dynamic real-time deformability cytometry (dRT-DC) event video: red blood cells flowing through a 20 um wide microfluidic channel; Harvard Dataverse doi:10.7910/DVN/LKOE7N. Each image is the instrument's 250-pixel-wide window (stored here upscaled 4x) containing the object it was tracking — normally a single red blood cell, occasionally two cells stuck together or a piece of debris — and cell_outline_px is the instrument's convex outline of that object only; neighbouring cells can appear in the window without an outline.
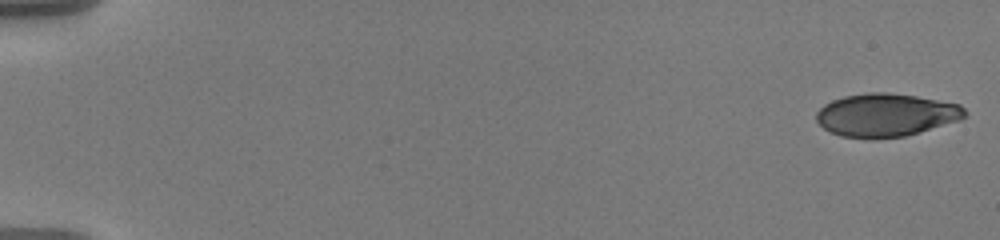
{"species": "human", "species_latin": "Homo sapiens", "temperature_condition": "warm", "stored_images_in_passage": 57, "camera_frame_rate_fps": 3000, "um_per_image_px": 0.085, "donor": {"sex": "male"}, "frame": {"image": 1, "passage_image": 1, "time_ms": 0.0, "image_size_px": [1000, 240], "cell_outline_px": [[968, 116], [960, 120], [920, 132], [904, 136], [876, 140], [872, 140], [840, 136], [824, 128], [816, 120], [816, 112], [824, 104], [832, 100], [844, 96], [868, 92], [884, 92], [916, 96], [960, 104], [968, 112]], "centroid_in_image_um": [75.32, 9.79], "position_along_channel_um": 9.7, "area_um2": 37.69}}
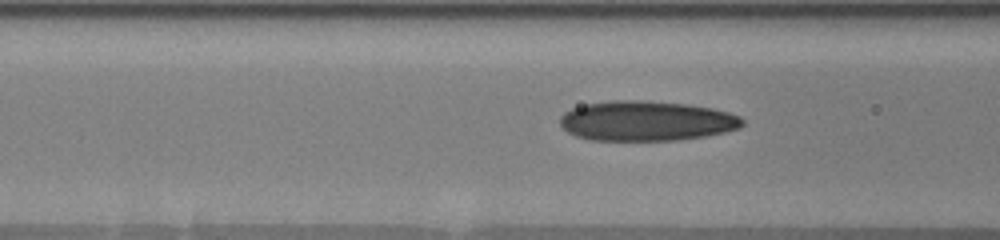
{"frame": {"image": 2, "passage_image": 24, "time_ms": 7.667, "image_size_px": [1000, 240], "cell_outline_px": [[744, 124], [740, 128], [724, 132], [704, 136], [676, 140], [588, 140], [576, 136], [568, 132], [560, 124], [560, 116], [564, 112], [572, 108], [584, 104], [608, 100], [644, 100], [688, 104], [712, 108], [728, 112], [740, 116], [744, 120]], "centroid_in_image_um": [54.93, 10.27], "position_along_channel_um": 111.7, "area_um2": 42.71}}
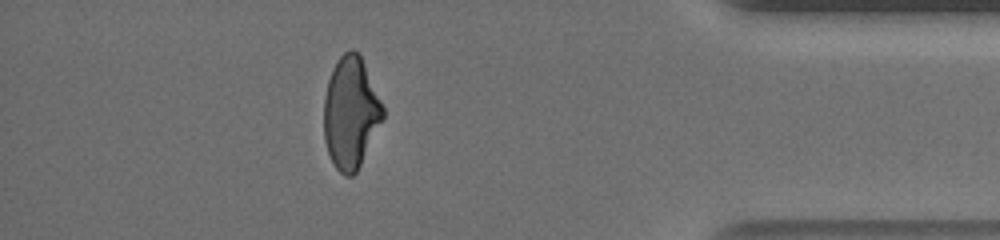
{"frame": {"image": 3, "passage_image": 51, "time_ms": 16.667, "image_size_px": [1000, 240], "cell_outline_px": [[384, 116], [356, 172], [352, 176], [344, 176], [336, 168], [328, 152], [324, 140], [324, 96], [328, 80], [332, 68], [340, 56], [348, 48], [352, 48], [360, 52], [384, 108]], "centroid_in_image_um": [29.8, 9.53], "position_along_channel_um": 405.4, "area_um2": 38.32}, "authors_computed_cell_mechanics": {"area_um2": 39.8242, "velocity_mm_per_s": 3.6126, "shape_relaxation_time_tau1_ms": 6.3132, "shape_relaxation_time_tau2_ms": 1.5079, "deformation_change_tau1": 0.2175, "deformation_change_tau2": 0.0832}}